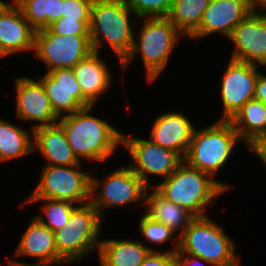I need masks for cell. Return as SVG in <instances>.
Instances as JSON below:
<instances>
[{
  "label": "cell",
  "instance_id": "25",
  "mask_svg": "<svg viewBox=\"0 0 266 266\" xmlns=\"http://www.w3.org/2000/svg\"><path fill=\"white\" fill-rule=\"evenodd\" d=\"M30 133L7 120L0 119V163L31 154L34 151L33 131Z\"/></svg>",
  "mask_w": 266,
  "mask_h": 266
},
{
  "label": "cell",
  "instance_id": "13",
  "mask_svg": "<svg viewBox=\"0 0 266 266\" xmlns=\"http://www.w3.org/2000/svg\"><path fill=\"white\" fill-rule=\"evenodd\" d=\"M228 39L235 46L231 59L266 66V12H250Z\"/></svg>",
  "mask_w": 266,
  "mask_h": 266
},
{
  "label": "cell",
  "instance_id": "18",
  "mask_svg": "<svg viewBox=\"0 0 266 266\" xmlns=\"http://www.w3.org/2000/svg\"><path fill=\"white\" fill-rule=\"evenodd\" d=\"M35 33L14 1L0 13V44L7 55L34 50Z\"/></svg>",
  "mask_w": 266,
  "mask_h": 266
},
{
  "label": "cell",
  "instance_id": "7",
  "mask_svg": "<svg viewBox=\"0 0 266 266\" xmlns=\"http://www.w3.org/2000/svg\"><path fill=\"white\" fill-rule=\"evenodd\" d=\"M102 221L91 202L75 207L64 227L54 232L58 254L71 263L99 250Z\"/></svg>",
  "mask_w": 266,
  "mask_h": 266
},
{
  "label": "cell",
  "instance_id": "29",
  "mask_svg": "<svg viewBox=\"0 0 266 266\" xmlns=\"http://www.w3.org/2000/svg\"><path fill=\"white\" fill-rule=\"evenodd\" d=\"M139 230L143 238L152 244L162 245L176 234L171 228L153 220L146 214H143L139 221Z\"/></svg>",
  "mask_w": 266,
  "mask_h": 266
},
{
  "label": "cell",
  "instance_id": "21",
  "mask_svg": "<svg viewBox=\"0 0 266 266\" xmlns=\"http://www.w3.org/2000/svg\"><path fill=\"white\" fill-rule=\"evenodd\" d=\"M98 52H92L77 63L73 71L81 86L83 95L94 105L98 97L111 86V74L106 62L99 58Z\"/></svg>",
  "mask_w": 266,
  "mask_h": 266
},
{
  "label": "cell",
  "instance_id": "15",
  "mask_svg": "<svg viewBox=\"0 0 266 266\" xmlns=\"http://www.w3.org/2000/svg\"><path fill=\"white\" fill-rule=\"evenodd\" d=\"M47 93L52 108L59 116L73 114L94 106L82 93L73 68H59L47 72L39 79Z\"/></svg>",
  "mask_w": 266,
  "mask_h": 266
},
{
  "label": "cell",
  "instance_id": "24",
  "mask_svg": "<svg viewBox=\"0 0 266 266\" xmlns=\"http://www.w3.org/2000/svg\"><path fill=\"white\" fill-rule=\"evenodd\" d=\"M148 190L145 193L144 200V205L147 207L145 214L175 232L182 228L181 235L195 217L186 209L165 199L156 190L150 194H148Z\"/></svg>",
  "mask_w": 266,
  "mask_h": 266
},
{
  "label": "cell",
  "instance_id": "17",
  "mask_svg": "<svg viewBox=\"0 0 266 266\" xmlns=\"http://www.w3.org/2000/svg\"><path fill=\"white\" fill-rule=\"evenodd\" d=\"M194 129L189 118L183 113L168 112L156 118L149 139L163 148L178 153L184 159Z\"/></svg>",
  "mask_w": 266,
  "mask_h": 266
},
{
  "label": "cell",
  "instance_id": "10",
  "mask_svg": "<svg viewBox=\"0 0 266 266\" xmlns=\"http://www.w3.org/2000/svg\"><path fill=\"white\" fill-rule=\"evenodd\" d=\"M33 51L48 66L49 73L59 68H74L93 48L90 35H58L46 28L36 31Z\"/></svg>",
  "mask_w": 266,
  "mask_h": 266
},
{
  "label": "cell",
  "instance_id": "19",
  "mask_svg": "<svg viewBox=\"0 0 266 266\" xmlns=\"http://www.w3.org/2000/svg\"><path fill=\"white\" fill-rule=\"evenodd\" d=\"M16 256L36 257V262L48 265L66 264L67 262L58 254L55 233L44 226L38 219L33 221L23 233L15 252Z\"/></svg>",
  "mask_w": 266,
  "mask_h": 266
},
{
  "label": "cell",
  "instance_id": "31",
  "mask_svg": "<svg viewBox=\"0 0 266 266\" xmlns=\"http://www.w3.org/2000/svg\"><path fill=\"white\" fill-rule=\"evenodd\" d=\"M90 19H67L61 17L49 25L48 29L58 35H90Z\"/></svg>",
  "mask_w": 266,
  "mask_h": 266
},
{
  "label": "cell",
  "instance_id": "5",
  "mask_svg": "<svg viewBox=\"0 0 266 266\" xmlns=\"http://www.w3.org/2000/svg\"><path fill=\"white\" fill-rule=\"evenodd\" d=\"M241 141L230 121L219 120L204 129H194L184 162L213 178Z\"/></svg>",
  "mask_w": 266,
  "mask_h": 266
},
{
  "label": "cell",
  "instance_id": "8",
  "mask_svg": "<svg viewBox=\"0 0 266 266\" xmlns=\"http://www.w3.org/2000/svg\"><path fill=\"white\" fill-rule=\"evenodd\" d=\"M81 164L70 166L45 165L40 182L28 199H52L80 205L90 202L91 175L80 170Z\"/></svg>",
  "mask_w": 266,
  "mask_h": 266
},
{
  "label": "cell",
  "instance_id": "39",
  "mask_svg": "<svg viewBox=\"0 0 266 266\" xmlns=\"http://www.w3.org/2000/svg\"><path fill=\"white\" fill-rule=\"evenodd\" d=\"M10 3H5L4 1L0 0V13L4 10L6 6H8Z\"/></svg>",
  "mask_w": 266,
  "mask_h": 266
},
{
  "label": "cell",
  "instance_id": "34",
  "mask_svg": "<svg viewBox=\"0 0 266 266\" xmlns=\"http://www.w3.org/2000/svg\"><path fill=\"white\" fill-rule=\"evenodd\" d=\"M204 262L214 266L212 263L207 262L200 257L186 254H177V266H203Z\"/></svg>",
  "mask_w": 266,
  "mask_h": 266
},
{
  "label": "cell",
  "instance_id": "23",
  "mask_svg": "<svg viewBox=\"0 0 266 266\" xmlns=\"http://www.w3.org/2000/svg\"><path fill=\"white\" fill-rule=\"evenodd\" d=\"M229 121L240 140L250 149L266 136V104L252 98Z\"/></svg>",
  "mask_w": 266,
  "mask_h": 266
},
{
  "label": "cell",
  "instance_id": "3",
  "mask_svg": "<svg viewBox=\"0 0 266 266\" xmlns=\"http://www.w3.org/2000/svg\"><path fill=\"white\" fill-rule=\"evenodd\" d=\"M136 14L125 0H93L89 34L94 52H100L101 42H108L121 63L131 53L134 39L130 17Z\"/></svg>",
  "mask_w": 266,
  "mask_h": 266
},
{
  "label": "cell",
  "instance_id": "36",
  "mask_svg": "<svg viewBox=\"0 0 266 266\" xmlns=\"http://www.w3.org/2000/svg\"><path fill=\"white\" fill-rule=\"evenodd\" d=\"M249 150L255 153V155L262 161L264 166H266V138L256 142Z\"/></svg>",
  "mask_w": 266,
  "mask_h": 266
},
{
  "label": "cell",
  "instance_id": "38",
  "mask_svg": "<svg viewBox=\"0 0 266 266\" xmlns=\"http://www.w3.org/2000/svg\"><path fill=\"white\" fill-rule=\"evenodd\" d=\"M9 266H49L48 264L45 263H40V262H33V264H26L23 262H17L12 260L11 262H9Z\"/></svg>",
  "mask_w": 266,
  "mask_h": 266
},
{
  "label": "cell",
  "instance_id": "30",
  "mask_svg": "<svg viewBox=\"0 0 266 266\" xmlns=\"http://www.w3.org/2000/svg\"><path fill=\"white\" fill-rule=\"evenodd\" d=\"M137 18L167 17L173 0H125Z\"/></svg>",
  "mask_w": 266,
  "mask_h": 266
},
{
  "label": "cell",
  "instance_id": "37",
  "mask_svg": "<svg viewBox=\"0 0 266 266\" xmlns=\"http://www.w3.org/2000/svg\"><path fill=\"white\" fill-rule=\"evenodd\" d=\"M254 10L266 9V0H245ZM259 8V9H258Z\"/></svg>",
  "mask_w": 266,
  "mask_h": 266
},
{
  "label": "cell",
  "instance_id": "9",
  "mask_svg": "<svg viewBox=\"0 0 266 266\" xmlns=\"http://www.w3.org/2000/svg\"><path fill=\"white\" fill-rule=\"evenodd\" d=\"M100 185L102 186L101 191L97 192ZM147 189L148 187L129 166L122 165L121 168L106 175L102 182L91 176L90 202L103 219V211H106L107 208L123 207L129 203H138L140 200L144 205Z\"/></svg>",
  "mask_w": 266,
  "mask_h": 266
},
{
  "label": "cell",
  "instance_id": "22",
  "mask_svg": "<svg viewBox=\"0 0 266 266\" xmlns=\"http://www.w3.org/2000/svg\"><path fill=\"white\" fill-rule=\"evenodd\" d=\"M151 251L138 240H101L98 255L100 266H139Z\"/></svg>",
  "mask_w": 266,
  "mask_h": 266
},
{
  "label": "cell",
  "instance_id": "32",
  "mask_svg": "<svg viewBox=\"0 0 266 266\" xmlns=\"http://www.w3.org/2000/svg\"><path fill=\"white\" fill-rule=\"evenodd\" d=\"M93 0H62V17L90 19Z\"/></svg>",
  "mask_w": 266,
  "mask_h": 266
},
{
  "label": "cell",
  "instance_id": "14",
  "mask_svg": "<svg viewBox=\"0 0 266 266\" xmlns=\"http://www.w3.org/2000/svg\"><path fill=\"white\" fill-rule=\"evenodd\" d=\"M17 95L16 115L25 121H36L32 131L41 127L53 126L60 117L52 108L42 82L21 76L15 80ZM38 122V123H37Z\"/></svg>",
  "mask_w": 266,
  "mask_h": 266
},
{
  "label": "cell",
  "instance_id": "16",
  "mask_svg": "<svg viewBox=\"0 0 266 266\" xmlns=\"http://www.w3.org/2000/svg\"><path fill=\"white\" fill-rule=\"evenodd\" d=\"M253 10L245 0H210L199 27L189 37L198 40L220 33L229 38L235 26Z\"/></svg>",
  "mask_w": 266,
  "mask_h": 266
},
{
  "label": "cell",
  "instance_id": "28",
  "mask_svg": "<svg viewBox=\"0 0 266 266\" xmlns=\"http://www.w3.org/2000/svg\"><path fill=\"white\" fill-rule=\"evenodd\" d=\"M36 201L44 202L41 209L44 211L43 215L45 214V218L40 214L36 216V219L53 232L64 227L69 220L70 213L76 207L72 202L52 199H27L24 203Z\"/></svg>",
  "mask_w": 266,
  "mask_h": 266
},
{
  "label": "cell",
  "instance_id": "1",
  "mask_svg": "<svg viewBox=\"0 0 266 266\" xmlns=\"http://www.w3.org/2000/svg\"><path fill=\"white\" fill-rule=\"evenodd\" d=\"M94 106L60 117L57 122L64 130L74 154L89 160L104 162L122 144V134L107 121L90 114Z\"/></svg>",
  "mask_w": 266,
  "mask_h": 266
},
{
  "label": "cell",
  "instance_id": "27",
  "mask_svg": "<svg viewBox=\"0 0 266 266\" xmlns=\"http://www.w3.org/2000/svg\"><path fill=\"white\" fill-rule=\"evenodd\" d=\"M210 0H173L167 18L189 37L198 27Z\"/></svg>",
  "mask_w": 266,
  "mask_h": 266
},
{
  "label": "cell",
  "instance_id": "11",
  "mask_svg": "<svg viewBox=\"0 0 266 266\" xmlns=\"http://www.w3.org/2000/svg\"><path fill=\"white\" fill-rule=\"evenodd\" d=\"M122 145L128 150L134 162L128 165L149 188L148 175L168 178L184 161L176 152L163 148L151 139L127 137L122 134Z\"/></svg>",
  "mask_w": 266,
  "mask_h": 266
},
{
  "label": "cell",
  "instance_id": "20",
  "mask_svg": "<svg viewBox=\"0 0 266 266\" xmlns=\"http://www.w3.org/2000/svg\"><path fill=\"white\" fill-rule=\"evenodd\" d=\"M33 149L41 152L49 166L82 164L70 147L63 128L58 124L33 131Z\"/></svg>",
  "mask_w": 266,
  "mask_h": 266
},
{
  "label": "cell",
  "instance_id": "4",
  "mask_svg": "<svg viewBox=\"0 0 266 266\" xmlns=\"http://www.w3.org/2000/svg\"><path fill=\"white\" fill-rule=\"evenodd\" d=\"M145 19L138 34L139 40L134 39L131 53L121 66L124 72L135 54H140L147 72V80L152 82L165 69L175 44L184 34L167 17Z\"/></svg>",
  "mask_w": 266,
  "mask_h": 266
},
{
  "label": "cell",
  "instance_id": "2",
  "mask_svg": "<svg viewBox=\"0 0 266 266\" xmlns=\"http://www.w3.org/2000/svg\"><path fill=\"white\" fill-rule=\"evenodd\" d=\"M153 187L165 199L186 209L194 217H205L207 206L214 204V198L223 194L229 185L183 161L168 178Z\"/></svg>",
  "mask_w": 266,
  "mask_h": 266
},
{
  "label": "cell",
  "instance_id": "12",
  "mask_svg": "<svg viewBox=\"0 0 266 266\" xmlns=\"http://www.w3.org/2000/svg\"><path fill=\"white\" fill-rule=\"evenodd\" d=\"M257 67L254 64L230 59L221 81L224 114L220 120L229 121L247 101L254 98L260 72Z\"/></svg>",
  "mask_w": 266,
  "mask_h": 266
},
{
  "label": "cell",
  "instance_id": "26",
  "mask_svg": "<svg viewBox=\"0 0 266 266\" xmlns=\"http://www.w3.org/2000/svg\"><path fill=\"white\" fill-rule=\"evenodd\" d=\"M35 31L49 27L62 17V0H13Z\"/></svg>",
  "mask_w": 266,
  "mask_h": 266
},
{
  "label": "cell",
  "instance_id": "40",
  "mask_svg": "<svg viewBox=\"0 0 266 266\" xmlns=\"http://www.w3.org/2000/svg\"><path fill=\"white\" fill-rule=\"evenodd\" d=\"M7 56L6 52L3 50L1 44H0V58Z\"/></svg>",
  "mask_w": 266,
  "mask_h": 266
},
{
  "label": "cell",
  "instance_id": "33",
  "mask_svg": "<svg viewBox=\"0 0 266 266\" xmlns=\"http://www.w3.org/2000/svg\"><path fill=\"white\" fill-rule=\"evenodd\" d=\"M174 240L176 241V243L173 246V249L162 253L161 251H151L139 266H177L179 236H177V238H174Z\"/></svg>",
  "mask_w": 266,
  "mask_h": 266
},
{
  "label": "cell",
  "instance_id": "35",
  "mask_svg": "<svg viewBox=\"0 0 266 266\" xmlns=\"http://www.w3.org/2000/svg\"><path fill=\"white\" fill-rule=\"evenodd\" d=\"M254 98L266 104V75L258 73Z\"/></svg>",
  "mask_w": 266,
  "mask_h": 266
},
{
  "label": "cell",
  "instance_id": "6",
  "mask_svg": "<svg viewBox=\"0 0 266 266\" xmlns=\"http://www.w3.org/2000/svg\"><path fill=\"white\" fill-rule=\"evenodd\" d=\"M177 254L200 257L214 266L240 265L232 239L208 216L195 217L179 235Z\"/></svg>",
  "mask_w": 266,
  "mask_h": 266
}]
</instances>
